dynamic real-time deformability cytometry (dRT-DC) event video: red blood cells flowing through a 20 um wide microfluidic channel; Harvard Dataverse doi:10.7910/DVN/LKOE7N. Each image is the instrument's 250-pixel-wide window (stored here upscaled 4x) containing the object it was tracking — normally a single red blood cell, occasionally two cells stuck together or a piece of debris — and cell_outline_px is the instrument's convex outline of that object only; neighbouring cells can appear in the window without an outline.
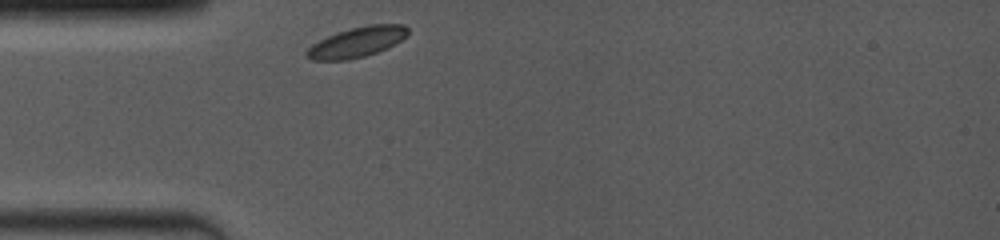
{"species": "common noctule bat (a hibernating species)", "species_latin": "Nyctalus noctula", "temperature_condition": "room temperature", "stored_images_in_passage": 1, "camera_frame_rate_fps": 4000, "um_per_image_px": 0.085, "animal": {"sex": "female", "body_mass_g": 19.0, "forearm_length_mm": 53.3}, "frame": {"image": 1, "passage_image": 1, "time_ms": 0.0, "image_size_px": [1000, 240], "cell_outline_px": [[408, 32], [396, 44], [376, 52], [364, 56], [348, 60], [312, 60], [304, 56], [304, 52], [312, 44], [336, 32], [352, 28], [372, 24], [404, 24], [408, 28]], "centroid_in_image_um": [30.3, 3.59], "position_along_channel_um": 54.7, "area_um2": 17.69}}